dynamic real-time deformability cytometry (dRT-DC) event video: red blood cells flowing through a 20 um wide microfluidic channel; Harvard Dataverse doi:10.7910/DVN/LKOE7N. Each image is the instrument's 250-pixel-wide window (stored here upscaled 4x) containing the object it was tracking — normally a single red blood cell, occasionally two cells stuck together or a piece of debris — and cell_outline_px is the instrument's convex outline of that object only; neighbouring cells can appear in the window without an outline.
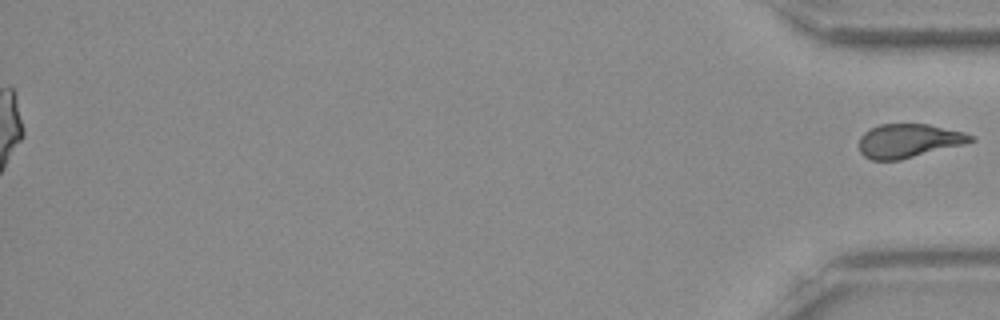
{"species": "Egyptian fruit bat (a non-hibernating species)", "species_latin": "Rousettus aegyptiacus", "temperature_condition": "room temperature", "stored_images_in_passage": 45, "segment_of_instrument_passage": [2, 2], "camera_frame_rate_fps": 3000, "um_per_image_px": 0.085, "frame": {"image": 1, "passage_image": 45, "time_ms": 14.667, "image_size_px": [1000, 320], "cell_outline_px": [[976, 140], [964, 144], [900, 160], [872, 160], [864, 156], [860, 152], [860, 136], [864, 132], [880, 124], [928, 124], [964, 132], [976, 136]], "centroid_in_image_um": [77.26, 11.96], "position_along_channel_um": 357.9, "area_um2": 21.96}}